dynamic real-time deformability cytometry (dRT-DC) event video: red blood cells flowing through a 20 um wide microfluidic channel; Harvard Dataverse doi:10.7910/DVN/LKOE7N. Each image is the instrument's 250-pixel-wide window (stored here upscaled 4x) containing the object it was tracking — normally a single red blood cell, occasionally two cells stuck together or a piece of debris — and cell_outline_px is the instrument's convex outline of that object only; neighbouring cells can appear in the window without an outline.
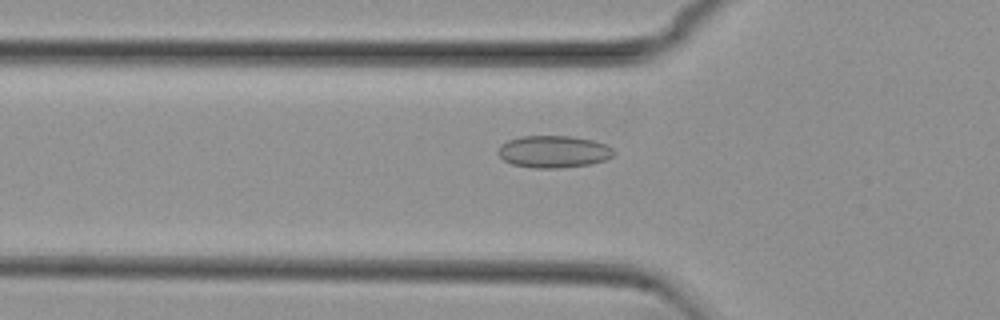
{"species": "common noctule bat (a hibernating species)", "species_latin": "Nyctalus noctula", "temperature_condition": "cold", "stored_images_in_passage": 53, "camera_frame_rate_fps": 3000, "um_per_image_px": 0.085, "animal": {"sex": "female", "body_mass_g": 29.2, "forearm_length_mm": 56.3}, "frame": {"image": 1, "passage_image": 18, "time_ms": 5.667, "image_size_px": [1000, 320], "cell_outline_px": [[616, 152], [612, 156], [604, 160], [588, 164], [560, 168], [532, 168], [512, 164], [504, 160], [496, 152], [500, 144], [508, 140], [524, 136], [572, 136], [592, 140], [608, 144]], "centroid_in_image_um": [47.04, 12.88], "position_along_channel_um": 78.8, "area_um2": 21.73}}
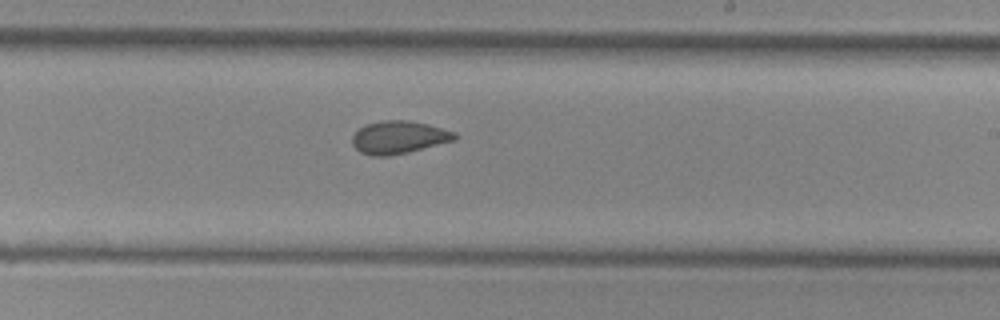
{"frame": {"image": 2, "passage_image": 32, "time_ms": 10.333, "image_size_px": [1000, 320], "cell_outline_px": [[460, 136], [456, 140], [408, 152], [388, 156], [372, 156], [360, 152], [352, 144], [352, 136], [360, 128], [368, 124], [380, 120], [408, 120], [428, 124], [456, 132]], "centroid_in_image_um": [33.93, 11.67], "position_along_channel_um": 255.1, "area_um2": 19.65}}
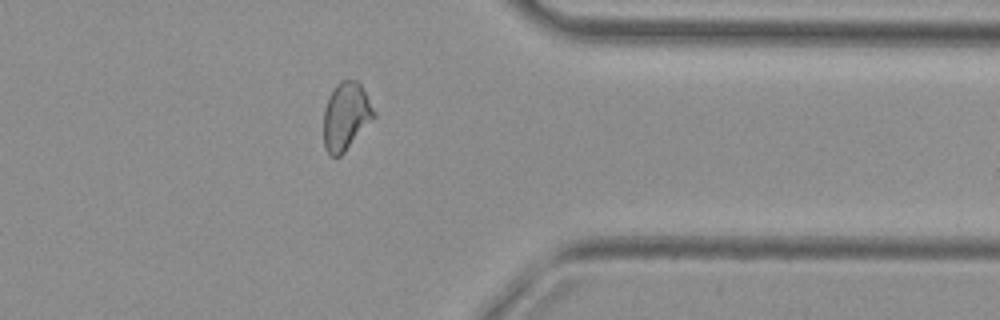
{"frame": {"image": 3, "passage_image": 43, "time_ms": 14.0, "image_size_px": [1000, 320], "cell_outline_px": [[376, 116], [344, 152], [340, 156], [332, 156], [324, 148], [324, 108], [336, 84], [340, 80], [356, 80], [360, 84], [376, 112]], "centroid_in_image_um": [29.41, 9.88], "position_along_channel_um": 382.0, "area_um2": 19.59}, "authors_computed_cell_mechanics": {"area_um2": 20.23, "velocity_mm_per_s": 3.774, "shape_relaxation_time_tau1_ms": null, "shape_relaxation_time_tau2_ms": 2.1935, "deformation_change_tau1": null, "deformation_change_tau2": 0.0658}}